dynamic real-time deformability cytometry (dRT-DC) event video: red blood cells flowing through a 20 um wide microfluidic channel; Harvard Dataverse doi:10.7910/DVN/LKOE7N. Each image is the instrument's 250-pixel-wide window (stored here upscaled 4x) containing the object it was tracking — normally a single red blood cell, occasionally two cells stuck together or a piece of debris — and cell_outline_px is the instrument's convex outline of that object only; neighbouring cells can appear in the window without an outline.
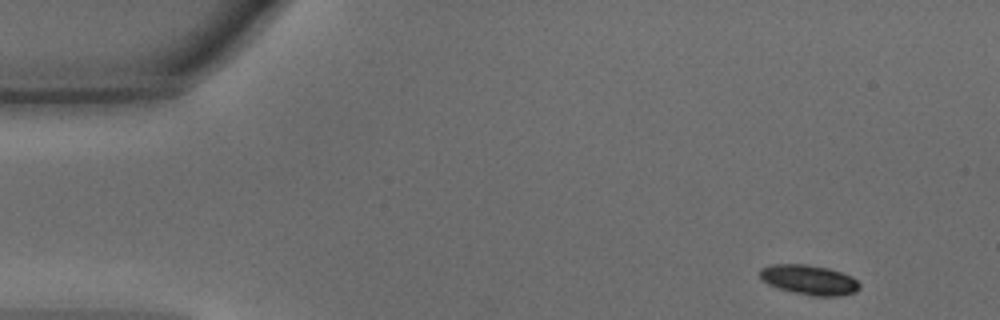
{"species": "common noctule bat (a hibernating species)", "species_latin": "Nyctalus noctula", "temperature_condition": "warm", "stored_images_in_passage": 43, "camera_frame_rate_fps": 3000, "um_per_image_px": 0.085, "animal": {"sex": "male", "body_mass_g": 15.6}, "frame": {"image": 1, "passage_image": 1, "time_ms": 0.0, "image_size_px": [1000, 320], "cell_outline_px": [[860, 288], [856, 292], [840, 296], [812, 296], [780, 288], [768, 284], [760, 276], [760, 268], [772, 264], [804, 264], [828, 268], [852, 276], [860, 284]], "centroid_in_image_um": [68.81, 23.78], "position_along_channel_um": 16.2, "area_um2": 17.17}}
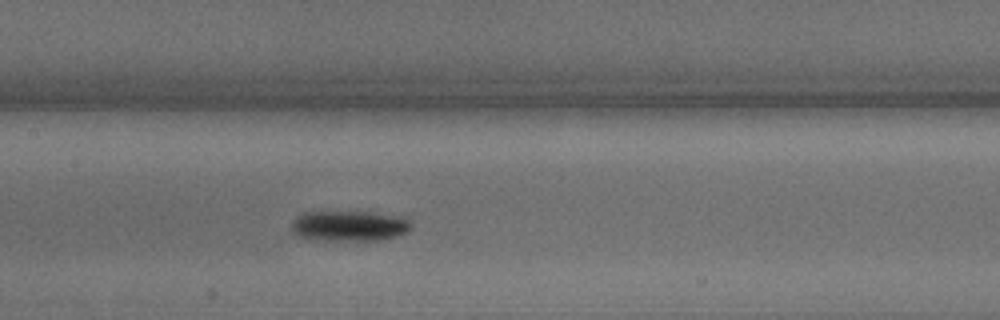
{"frame": {"image": 2, "passage_image": 19, "time_ms": 6.0, "image_size_px": [1000, 320], "cell_outline_px": [[412, 228], [408, 232], [400, 236], [380, 240], [324, 240], [300, 236], [292, 232], [292, 220], [296, 216], [304, 212], [372, 212], [408, 220], [412, 224]], "centroid_in_image_um": [29.68, 19.21], "position_along_channel_um": 177.7, "area_um2": 21.04}}
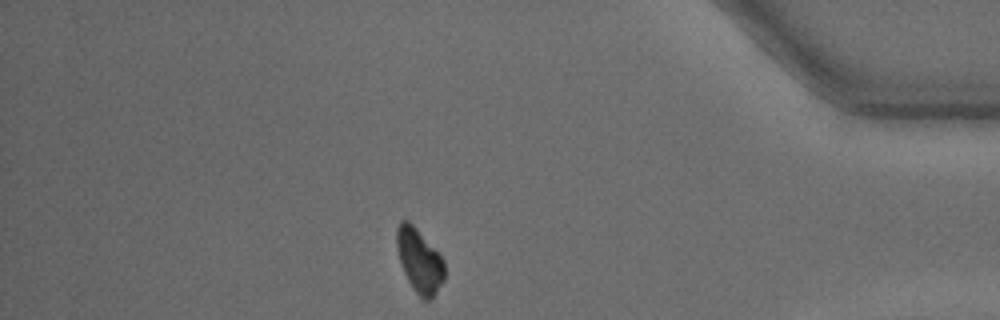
{"frame": {"image": 3, "passage_image": 37, "time_ms": 12.0, "image_size_px": [1000, 320], "cell_outline_px": [[444, 280], [432, 300], [424, 300], [412, 288], [404, 272], [396, 248], [396, 228], [400, 220], [408, 220], [416, 228], [444, 260]], "centroid_in_image_um": [35.64, 22.17], "position_along_channel_um": 399.6, "area_um2": 17.69}, "authors_computed_cell_mechanics": {"area_um2": 18.9006, "velocity_mm_per_s": 4.3289, "shape_relaxation_time_tau1_ms": 4.2829, "shape_relaxation_time_tau2_ms": null, "deformation_change_tau1": 0.1427, "deformation_change_tau2": null}}